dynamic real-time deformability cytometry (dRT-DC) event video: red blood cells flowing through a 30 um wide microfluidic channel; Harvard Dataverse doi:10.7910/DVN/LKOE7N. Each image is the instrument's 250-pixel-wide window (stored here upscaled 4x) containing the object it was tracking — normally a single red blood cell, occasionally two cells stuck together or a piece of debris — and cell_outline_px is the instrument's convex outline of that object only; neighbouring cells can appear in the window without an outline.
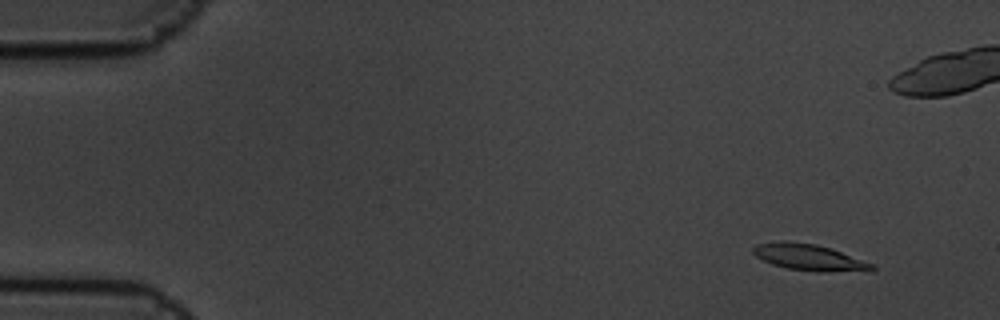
{"species": "common noctule bat (a hibernating species)", "species_latin": "Nyctalus noctula", "temperature_condition": "cold", "stored_images_in_passage": 8, "camera_frame_rate_fps": 3000, "um_per_image_px": 0.085, "animal": {"sex": "male", "body_mass_g": 19.5, "forearm_length_mm": 54.6}, "frame": {"image": 1, "passage_image": 2, "time_ms": 0.333, "image_size_px": [1000, 320], "cell_outline_px": [[876, 268], [788, 268], [772, 264], [756, 256], [752, 252], [752, 248], [756, 244], [780, 240], [784, 240], [816, 244], [832, 248], [876, 264]], "centroid_in_image_um": [68.59, 21.75], "position_along_channel_um": 16.4, "area_um2": 16.76}}
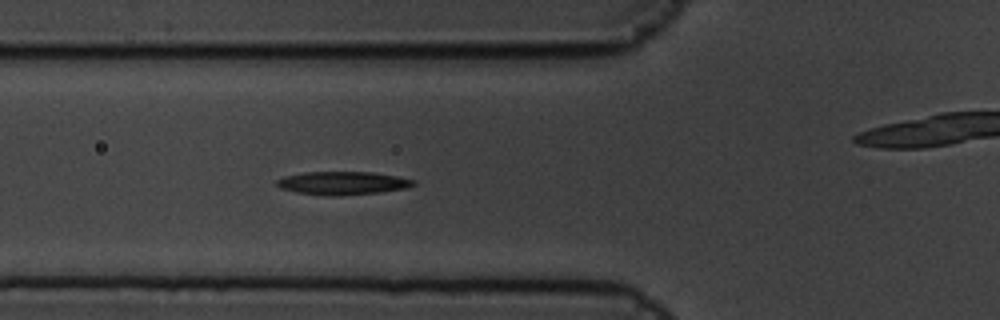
{"frame": {"image": 2, "passage_image": 7, "time_ms": 2.0, "image_size_px": [1000, 320], "cell_outline_px": [[416, 184], [404, 188], [380, 192], [336, 196], [324, 196], [296, 192], [280, 188], [276, 184], [276, 180], [284, 176], [304, 172], [372, 172], [396, 176], [416, 180]], "centroid_in_image_um": [29.09, 15.56], "position_along_channel_um": 96.7, "area_um2": 18.5}}